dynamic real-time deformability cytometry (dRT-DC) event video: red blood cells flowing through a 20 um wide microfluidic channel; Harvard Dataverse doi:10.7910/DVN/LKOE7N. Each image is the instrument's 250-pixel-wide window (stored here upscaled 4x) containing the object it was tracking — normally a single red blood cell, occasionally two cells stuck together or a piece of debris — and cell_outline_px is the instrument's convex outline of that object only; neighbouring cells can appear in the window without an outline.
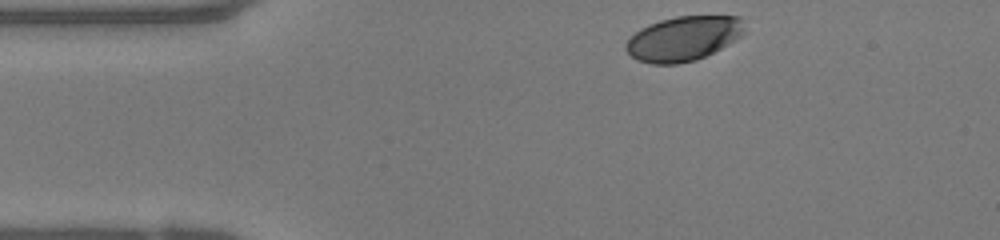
{"species": "human", "species_latin": "Homo sapiens", "temperature_condition": "warm", "stored_images_in_passage": 35, "camera_frame_rate_fps": 3000, "um_per_image_px": 0.085, "donor": {"sex": "female"}, "frame": {"image": 1, "passage_image": 1, "time_ms": 0.0, "image_size_px": [1000, 240], "cell_outline_px": [[744, 32], [736, 40], [696, 60], [676, 64], [652, 64], [640, 60], [632, 56], [624, 48], [624, 44], [640, 28], [648, 24], [660, 20], [676, 16], [740, 16], [744, 28]], "centroid_in_image_um": [58.08, 3.27], "position_along_channel_um": 26.9, "area_um2": 30.63}}
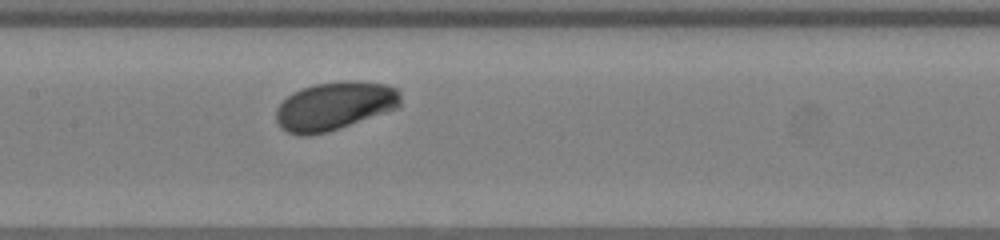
{"frame": {"image": 2, "passage_image": 16, "time_ms": 5.0, "image_size_px": [1000, 240], "cell_outline_px": [[400, 104], [396, 108], [340, 128], [328, 132], [308, 136], [300, 136], [288, 132], [280, 128], [276, 120], [276, 108], [292, 92], [312, 84], [344, 80], [356, 80], [388, 84], [396, 88], [400, 92]], "centroid_in_image_um": [28.42, 9.0], "position_along_channel_um": 179.0, "area_um2": 35.32}}
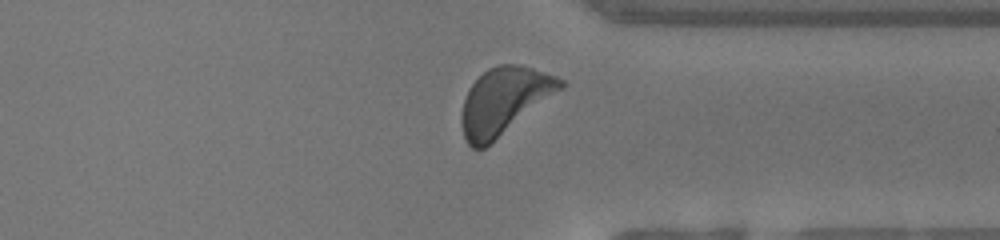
{"frame": {"image": 3, "passage_image": 30, "time_ms": 9.667, "image_size_px": [1000, 240], "cell_outline_px": [[564, 88], [484, 148], [472, 148], [468, 144], [464, 136], [460, 124], [460, 116], [464, 100], [468, 88], [488, 68], [500, 64], [516, 64], [532, 68], [556, 76], [564, 80]], "centroid_in_image_um": [42.83, 8.57], "position_along_channel_um": 368.6, "area_um2": 38.21}}